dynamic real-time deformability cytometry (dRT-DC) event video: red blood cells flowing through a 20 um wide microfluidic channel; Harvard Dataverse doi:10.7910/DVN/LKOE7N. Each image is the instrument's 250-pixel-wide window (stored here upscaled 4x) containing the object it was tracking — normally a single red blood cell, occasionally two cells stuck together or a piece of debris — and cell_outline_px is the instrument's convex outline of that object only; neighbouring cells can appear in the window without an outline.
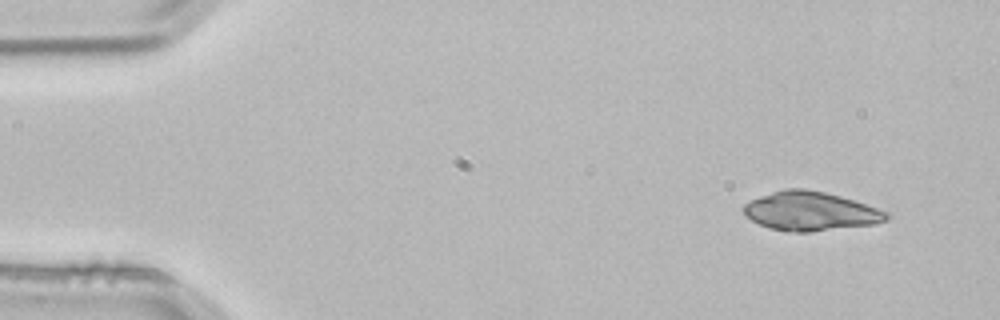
{"species": "common noctule bat (a hibernating species)", "species_latin": "Nyctalus noctula", "temperature_condition": "room temperature", "stored_images_in_passage": 3, "camera_frame_rate_fps": 3000, "um_per_image_px": 0.085, "animal": {"sex": "male", "body_mass_g": 21.5, "forearm_length_mm": 52.0}, "frame": {"image": 1, "passage_image": 1, "time_ms": 0.0, "image_size_px": [1000, 320], "cell_outline_px": [[892, 216], [888, 220], [876, 224], [812, 232], [788, 232], [768, 228], [744, 216], [744, 204], [760, 196], [784, 188], [804, 188], [824, 192], [840, 196], [888, 212]], "centroid_in_image_um": [68.9, 17.97], "position_along_channel_um": 16.1, "area_um2": 32.54}}